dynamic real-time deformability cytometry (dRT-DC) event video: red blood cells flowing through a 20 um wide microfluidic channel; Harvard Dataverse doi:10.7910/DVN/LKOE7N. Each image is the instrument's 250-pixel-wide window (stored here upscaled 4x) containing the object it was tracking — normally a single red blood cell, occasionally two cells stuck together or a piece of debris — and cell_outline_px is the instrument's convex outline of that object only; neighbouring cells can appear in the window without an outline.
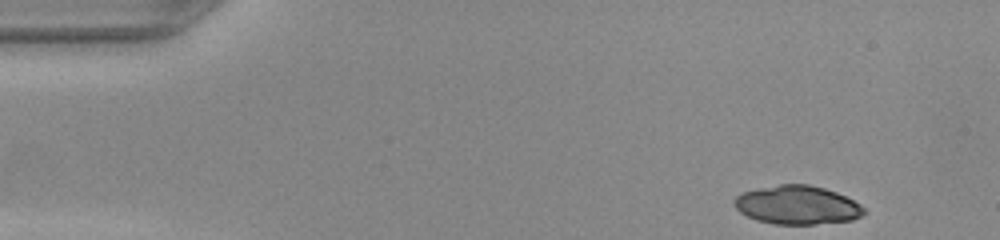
{"species": "common noctule bat (a hibernating species)", "species_latin": "Nyctalus noctula", "temperature_condition": "warm", "stored_images_in_passage": 45, "camera_frame_rate_fps": 3000, "um_per_image_px": 0.085, "animal": {"sex": "female", "body_mass_g": 22.0, "forearm_length_mm": 56.7}, "frame": {"image": 1, "passage_image": 1, "time_ms": 0.0, "image_size_px": [1000, 240], "cell_outline_px": [[868, 212], [852, 220], [816, 224], [776, 224], [756, 220], [740, 212], [732, 204], [732, 200], [736, 196], [744, 192], [760, 188], [780, 184], [808, 184], [824, 188], [836, 192], [860, 204]], "centroid_in_image_um": [67.76, 17.43], "position_along_channel_um": 17.2, "area_um2": 29.19}}